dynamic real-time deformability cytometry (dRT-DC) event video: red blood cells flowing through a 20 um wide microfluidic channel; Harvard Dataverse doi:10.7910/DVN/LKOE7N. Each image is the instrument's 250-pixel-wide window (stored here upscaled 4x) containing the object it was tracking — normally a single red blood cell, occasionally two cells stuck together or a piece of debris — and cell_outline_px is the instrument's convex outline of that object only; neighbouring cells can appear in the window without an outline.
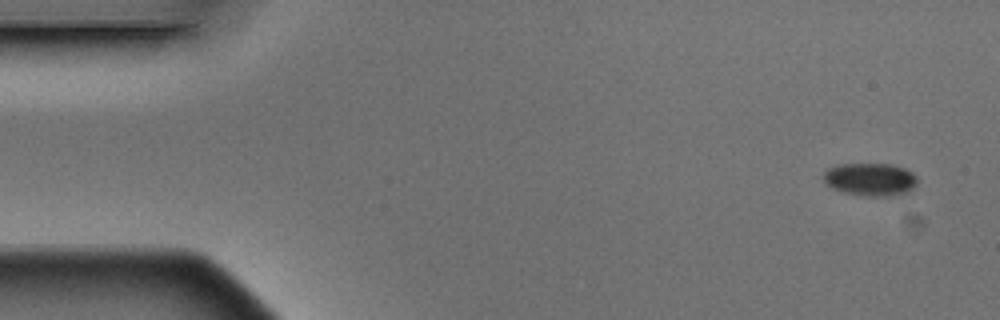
{"species": "Egyptian fruit bat (a non-hibernating species)", "species_latin": "Rousettus aegyptiacus", "temperature_condition": "warm", "stored_images_in_passage": 5, "segment_of_instrument_passage": [1, 2], "camera_frame_rate_fps": 3000, "um_per_image_px": 0.085, "animal": {"sex": "male"}, "frame": {"image": 1, "passage_image": 1, "time_ms": 0.0, "image_size_px": [1000, 320], "cell_outline_px": [[916, 184], [908, 192], [892, 196], [860, 196], [844, 192], [832, 188], [824, 180], [824, 172], [828, 168], [836, 164], [892, 164], [904, 168], [912, 172], [916, 176]], "centroid_in_image_um": [73.97, 15.25], "position_along_channel_um": 11.0, "area_um2": 18.03}}
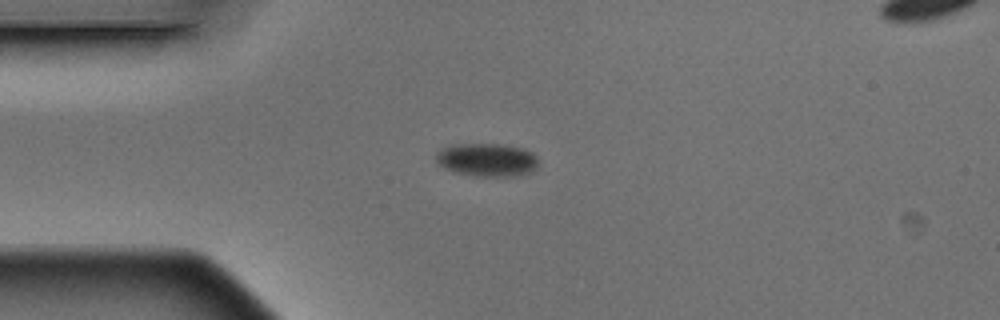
{"frame": {"image": 2, "passage_image": 4, "time_ms": 1.0, "image_size_px": [1000, 320], "cell_outline_px": [[536, 168], [532, 172], [520, 176], [472, 176], [452, 172], [444, 168], [436, 160], [436, 152], [452, 144], [504, 144], [524, 148], [532, 152], [536, 156]], "centroid_in_image_um": [41.4, 13.59], "position_along_channel_um": 43.6, "area_um2": 20.06}}